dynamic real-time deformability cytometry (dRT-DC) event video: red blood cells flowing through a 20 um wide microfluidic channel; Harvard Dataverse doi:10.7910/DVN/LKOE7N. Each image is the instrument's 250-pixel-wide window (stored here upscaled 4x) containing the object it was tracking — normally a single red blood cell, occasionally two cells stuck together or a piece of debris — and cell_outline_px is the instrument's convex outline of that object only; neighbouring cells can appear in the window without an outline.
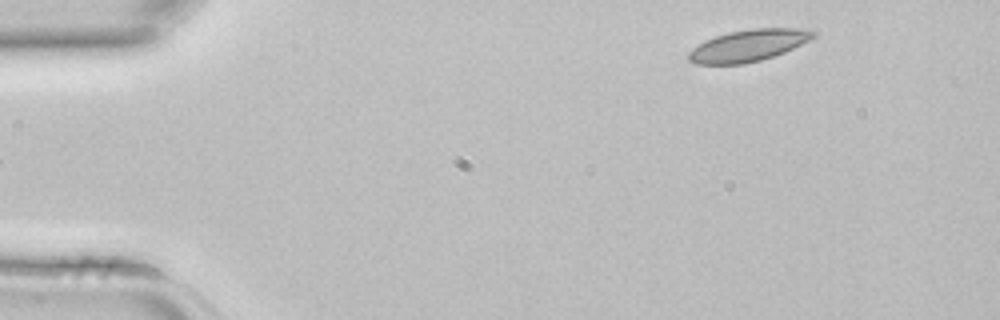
{"species": "common noctule bat (a hibernating species)", "species_latin": "Nyctalus noctula", "temperature_condition": "room temperature", "stored_images_in_passage": 5, "segment_of_instrument_passage": [2, 2], "camera_frame_rate_fps": 3000, "um_per_image_px": 0.085, "animal": {"sex": "female", "body_mass_g": 22.7, "forearm_length_mm": 54.2}, "frame": {"image": 1, "passage_image": 5, "time_ms": 1.333, "image_size_px": [1000, 320], "cell_outline_px": [[816, 36], [784, 52], [760, 60], [744, 64], [696, 64], [688, 60], [688, 52], [692, 48], [704, 40], [728, 32], [752, 28], [812, 28], [816, 32]], "centroid_in_image_um": [63.6, 3.85], "position_along_channel_um": 21.4, "area_um2": 23.12}}